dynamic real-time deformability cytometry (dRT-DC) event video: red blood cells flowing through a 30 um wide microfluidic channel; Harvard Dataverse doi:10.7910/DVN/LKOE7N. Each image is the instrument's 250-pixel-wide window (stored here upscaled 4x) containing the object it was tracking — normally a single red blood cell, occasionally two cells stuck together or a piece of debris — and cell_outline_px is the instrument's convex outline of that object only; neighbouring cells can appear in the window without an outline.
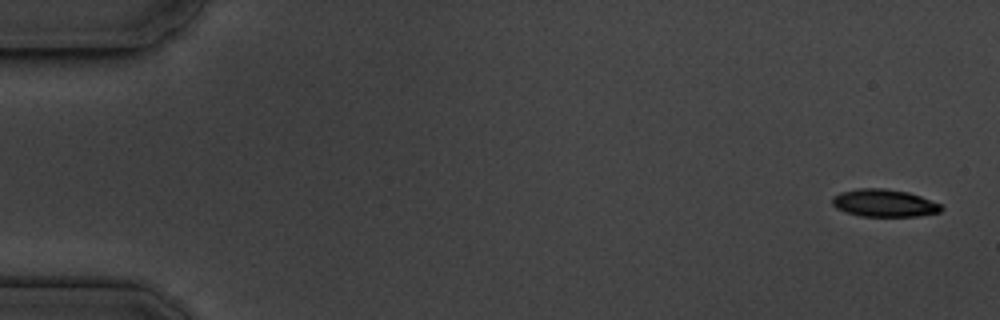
{"species": "common noctule bat (a hibernating species)", "species_latin": "Nyctalus noctula", "temperature_condition": "cold", "stored_images_in_passage": 55, "camera_frame_rate_fps": 3000, "um_per_image_px": 0.085, "animal": {"sex": "male", "body_mass_g": 19.5, "forearm_length_mm": 54.6}, "frame": {"image": 1, "passage_image": 1, "time_ms": 0.0, "image_size_px": [1000, 320], "cell_outline_px": [[944, 208], [940, 212], [920, 216], [860, 216], [836, 208], [832, 204], [832, 196], [840, 192], [856, 188], [884, 188], [908, 192], [920, 196], [940, 204]], "centroid_in_image_um": [75.14, 17.25], "position_along_channel_um": 9.9, "area_um2": 17.51}}
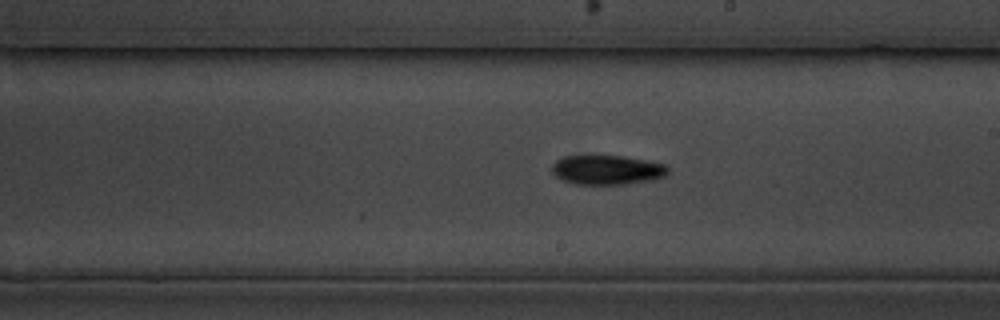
{"frame": {"image": 2, "passage_image": 31, "time_ms": 10.0, "image_size_px": [1000, 320], "cell_outline_px": [[668, 176], [652, 180], [628, 184], [576, 184], [560, 180], [552, 172], [552, 164], [556, 160], [564, 156], [620, 156], [648, 160], [668, 164]], "centroid_in_image_um": [51.64, 14.44], "position_along_channel_um": 237.4, "area_um2": 20.17}}
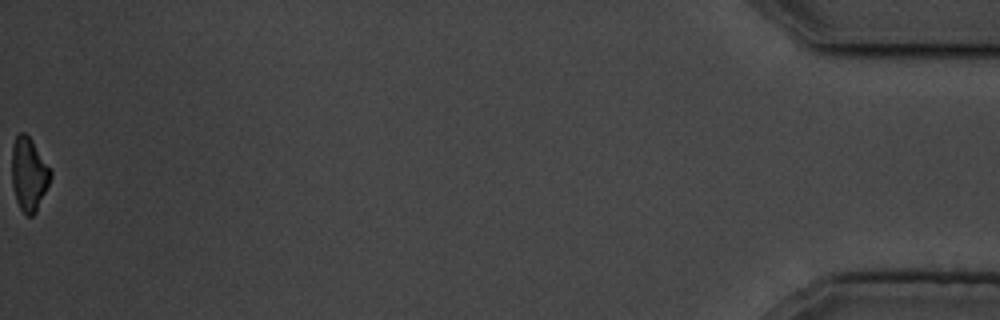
{"frame": {"image": 3, "passage_image": 55, "time_ms": 18.0, "image_size_px": [1000, 320], "cell_outline_px": [[52, 176], [36, 212], [32, 216], [28, 216], [20, 208], [16, 200], [12, 184], [12, 144], [16, 136], [20, 132], [24, 132], [32, 140], [52, 172]], "centroid_in_image_um": [2.44, 14.8], "position_along_channel_um": 432.8, "area_um2": 16.42}, "authors_computed_cell_mechanics": {"area_um2": 18.9006, "velocity_mm_per_s": 3.6456, "shape_relaxation_time_tau1_ms": 4.101, "shape_relaxation_time_tau2_ms": null, "deformation_change_tau1": 0.1492, "deformation_change_tau2": null}}